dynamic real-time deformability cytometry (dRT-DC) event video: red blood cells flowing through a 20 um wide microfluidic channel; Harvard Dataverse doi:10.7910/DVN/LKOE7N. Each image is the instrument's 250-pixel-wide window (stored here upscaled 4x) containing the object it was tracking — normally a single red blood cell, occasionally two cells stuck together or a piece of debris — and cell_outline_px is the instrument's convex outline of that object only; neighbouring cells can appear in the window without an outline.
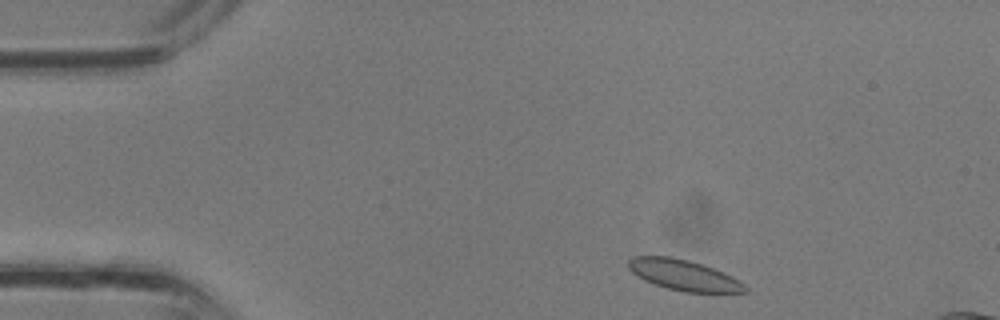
{"species": "common noctule bat (a hibernating species)", "species_latin": "Nyctalus noctula", "temperature_condition": "room temperature", "stored_images_in_passage": 7, "camera_frame_rate_fps": 3000, "um_per_image_px": 0.085, "animal": {"sex": "male", "body_mass_g": 13.3}, "frame": {"image": 1, "passage_image": 2, "time_ms": 0.333, "image_size_px": [1000, 320], "cell_outline_px": [[748, 292], [684, 292], [668, 288], [644, 280], [636, 276], [628, 268], [628, 260], [632, 256], [672, 256], [704, 264], [724, 272], [732, 276], [744, 284], [748, 288]], "centroid_in_image_um": [58.11, 23.37], "position_along_channel_um": 26.9, "area_um2": 20.92}}